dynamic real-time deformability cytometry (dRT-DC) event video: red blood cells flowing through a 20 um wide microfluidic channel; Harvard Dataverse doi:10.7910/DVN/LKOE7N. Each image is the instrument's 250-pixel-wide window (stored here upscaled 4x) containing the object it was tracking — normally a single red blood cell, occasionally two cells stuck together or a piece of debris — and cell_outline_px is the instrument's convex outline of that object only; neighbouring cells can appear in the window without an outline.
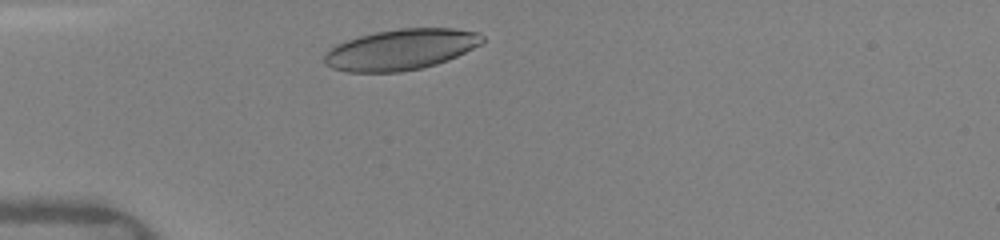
{"species": "human", "species_latin": "Homo sapiens", "temperature_condition": "warm", "stored_images_in_passage": 37, "camera_frame_rate_fps": 3000, "um_per_image_px": 0.085, "donor": {"sex": "female"}, "frame": {"image": 1, "passage_image": 2, "time_ms": 0.333, "image_size_px": [1000, 240], "cell_outline_px": [[484, 40], [480, 44], [448, 60], [436, 64], [420, 68], [400, 72], [348, 72], [332, 68], [324, 64], [324, 56], [336, 44], [360, 36], [376, 32], [400, 28], [452, 28], [480, 32], [484, 36]], "centroid_in_image_um": [34.08, 4.21], "position_along_channel_um": 50.9, "area_um2": 37.34}}
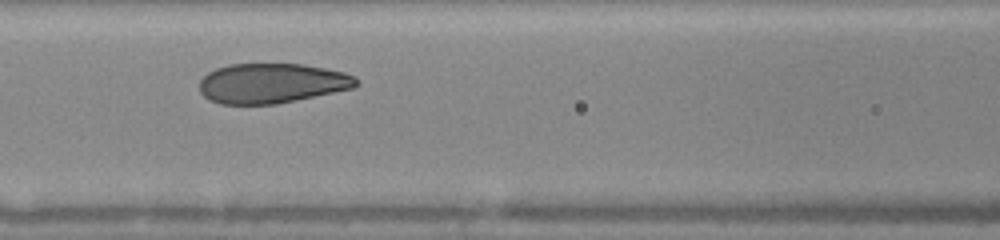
{"frame": {"image": 2, "passage_image": 10, "time_ms": 3.0, "image_size_px": [1000, 240], "cell_outline_px": [[360, 84], [352, 88], [296, 100], [276, 104], [220, 104], [204, 96], [200, 92], [200, 80], [208, 72], [216, 68], [228, 64], [304, 64], [344, 72], [356, 76], [360, 80]], "centroid_in_image_um": [23.12, 7.07], "position_along_channel_um": 143.5, "area_um2": 36.47}}
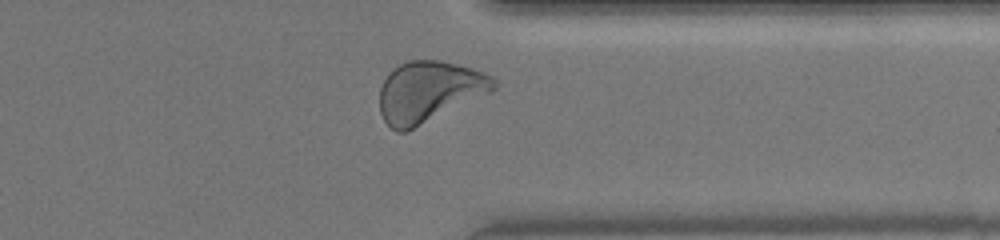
{"frame": {"image": 3, "passage_image": 33, "time_ms": 8.667, "image_size_px": [1000, 240], "cell_outline_px": [[496, 88], [492, 92], [408, 132], [396, 132], [384, 120], [380, 112], [380, 88], [384, 80], [400, 64], [408, 60], [440, 60], [472, 68], [484, 72], [492, 76], [496, 80]], "centroid_in_image_um": [36.5, 7.81], "position_along_channel_um": 374.9, "area_um2": 40.69}, "authors_computed_cell_mechanics": {"area_um2": 37.3388, "velocity_mm_per_s": 4.0952, "shape_relaxation_time_tau1_ms": 3.4131, "shape_relaxation_time_tau2_ms": null, "deformation_change_tau1": 0.1452, "deformation_change_tau2": null}}